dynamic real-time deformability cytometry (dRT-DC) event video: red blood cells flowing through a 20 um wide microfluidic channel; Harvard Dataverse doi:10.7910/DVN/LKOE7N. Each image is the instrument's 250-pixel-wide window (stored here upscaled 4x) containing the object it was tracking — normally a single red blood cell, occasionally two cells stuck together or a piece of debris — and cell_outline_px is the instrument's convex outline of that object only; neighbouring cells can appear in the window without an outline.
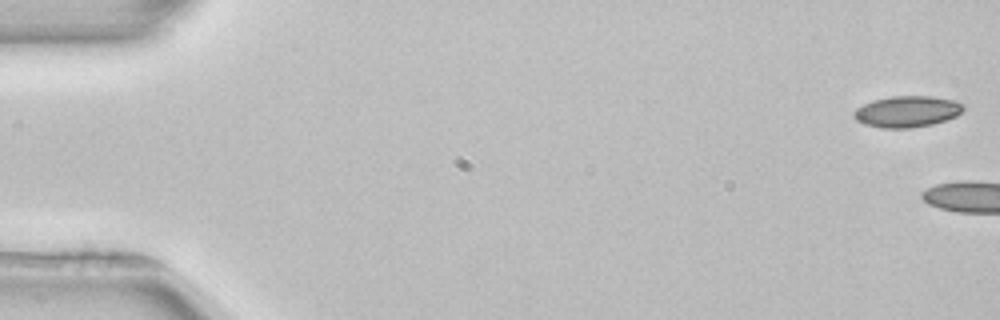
{"species": "common noctule bat (a hibernating species)", "species_latin": "Nyctalus noctula", "temperature_condition": "room temperature", "stored_images_in_passage": 9, "camera_frame_rate_fps": 3000, "um_per_image_px": 0.085, "animal": {"sex": "female", "body_mass_g": 22.7, "forearm_length_mm": 54.2}, "frame": {"image": 1, "passage_image": 1, "time_ms": 0.0, "image_size_px": [1000, 320], "cell_outline_px": [[964, 108], [956, 116], [932, 124], [912, 128], [884, 128], [864, 124], [856, 120], [852, 116], [852, 112], [856, 108], [872, 100], [892, 96], [932, 96], [956, 100], [964, 104]], "centroid_in_image_um": [77.08, 9.47], "position_along_channel_um": 7.9, "area_um2": 20.06}}